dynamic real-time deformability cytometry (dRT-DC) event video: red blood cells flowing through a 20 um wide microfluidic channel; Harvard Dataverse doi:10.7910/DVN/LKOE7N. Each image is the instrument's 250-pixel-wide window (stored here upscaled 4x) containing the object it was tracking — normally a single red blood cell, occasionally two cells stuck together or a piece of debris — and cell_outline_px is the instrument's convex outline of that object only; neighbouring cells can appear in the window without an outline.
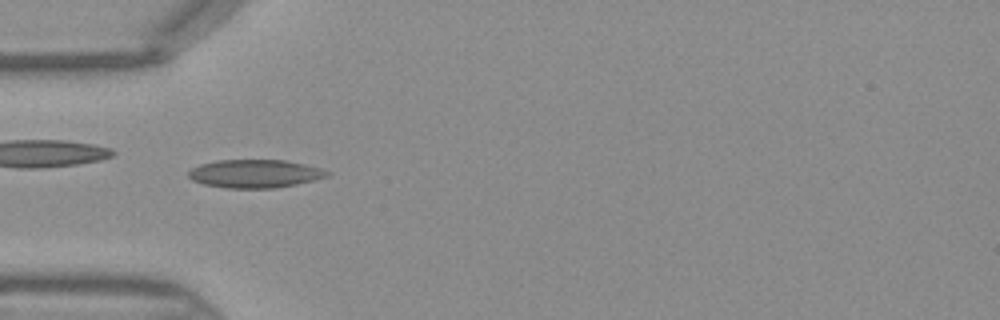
{"species": "Egyptian fruit bat (a non-hibernating species)", "species_latin": "Rousettus aegyptiacus", "temperature_condition": "warm", "stored_images_in_passage": 44, "camera_frame_rate_fps": 3000, "um_per_image_px": 0.085, "frame": {"image": 1, "passage_image": 13, "time_ms": 4.0, "image_size_px": [1000, 320], "cell_outline_px": [[332, 172], [328, 176], [296, 184], [276, 188], [228, 188], [204, 184], [192, 180], [188, 176], [188, 172], [192, 168], [200, 164], [216, 160], [284, 160], [304, 164], [320, 168]], "centroid_in_image_um": [21.66, 14.76], "position_along_channel_um": 63.3, "area_um2": 22.72}}
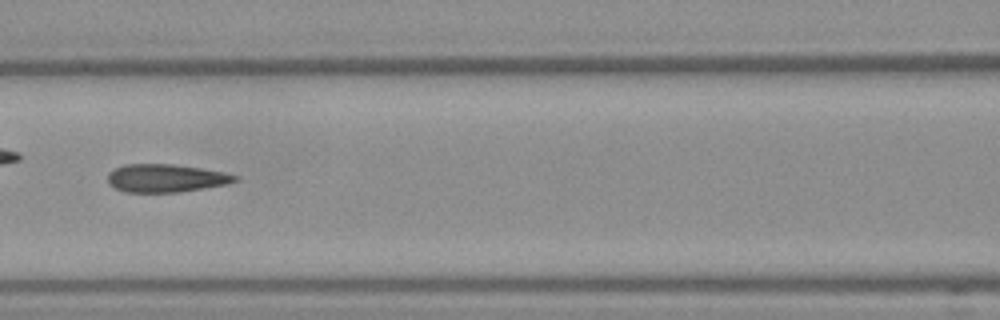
{"frame": {"image": 2, "passage_image": 19, "time_ms": 6.0, "image_size_px": [1000, 320], "cell_outline_px": [[240, 180], [228, 184], [180, 192], [128, 192], [116, 188], [108, 184], [108, 172], [124, 164], [172, 164], [200, 168], [224, 172], [240, 176]], "centroid_in_image_um": [14.13, 15.14], "position_along_channel_um": 152.5, "area_um2": 20.87}}